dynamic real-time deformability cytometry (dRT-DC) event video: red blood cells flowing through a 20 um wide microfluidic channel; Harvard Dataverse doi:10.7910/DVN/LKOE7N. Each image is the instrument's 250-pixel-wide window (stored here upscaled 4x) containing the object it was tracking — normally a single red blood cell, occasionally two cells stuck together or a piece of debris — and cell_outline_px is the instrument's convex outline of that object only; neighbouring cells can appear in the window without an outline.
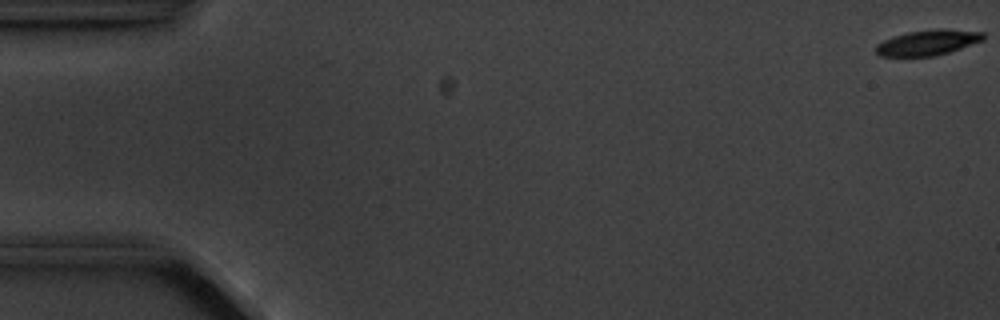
{"species": "common noctule bat (a hibernating species)", "species_latin": "Nyctalus noctula", "temperature_condition": "cold", "stored_images_in_passage": 8, "camera_frame_rate_fps": 3000, "um_per_image_px": 0.085, "animal": {"sex": "male", "body_mass_g": 20.1, "forearm_length_mm": 53.5}, "frame": {"image": 1, "passage_image": 1, "time_ms": 0.0, "image_size_px": [1000, 320], "cell_outline_px": [[984, 40], [936, 56], [880, 56], [876, 52], [876, 44], [884, 40], [908, 32], [936, 28], [944, 28], [984, 32]], "centroid_in_image_um": [78.89, 3.61], "position_along_channel_um": 6.1, "area_um2": 15.84}}